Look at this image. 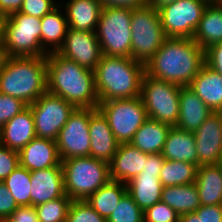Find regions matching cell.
Here are the masks:
<instances>
[{
  "label": "cell",
  "mask_w": 222,
  "mask_h": 222,
  "mask_svg": "<svg viewBox=\"0 0 222 222\" xmlns=\"http://www.w3.org/2000/svg\"><path fill=\"white\" fill-rule=\"evenodd\" d=\"M18 206L31 205V173L18 166L4 181Z\"/></svg>",
  "instance_id": "d6a6232c"
},
{
  "label": "cell",
  "mask_w": 222,
  "mask_h": 222,
  "mask_svg": "<svg viewBox=\"0 0 222 222\" xmlns=\"http://www.w3.org/2000/svg\"><path fill=\"white\" fill-rule=\"evenodd\" d=\"M30 173L32 206L66 195L62 166L30 171Z\"/></svg>",
  "instance_id": "e0dca14e"
},
{
  "label": "cell",
  "mask_w": 222,
  "mask_h": 222,
  "mask_svg": "<svg viewBox=\"0 0 222 222\" xmlns=\"http://www.w3.org/2000/svg\"><path fill=\"white\" fill-rule=\"evenodd\" d=\"M171 126L148 118L136 131L130 144L144 153L161 154Z\"/></svg>",
  "instance_id": "83f0119b"
},
{
  "label": "cell",
  "mask_w": 222,
  "mask_h": 222,
  "mask_svg": "<svg viewBox=\"0 0 222 222\" xmlns=\"http://www.w3.org/2000/svg\"><path fill=\"white\" fill-rule=\"evenodd\" d=\"M58 6L41 18V45L48 54L58 52L64 43L67 30L69 29L66 15H62Z\"/></svg>",
  "instance_id": "f1b7e54d"
},
{
  "label": "cell",
  "mask_w": 222,
  "mask_h": 222,
  "mask_svg": "<svg viewBox=\"0 0 222 222\" xmlns=\"http://www.w3.org/2000/svg\"><path fill=\"white\" fill-rule=\"evenodd\" d=\"M164 158L162 154H148L144 170L140 174H155L159 176L162 170Z\"/></svg>",
  "instance_id": "f6af8a7d"
},
{
  "label": "cell",
  "mask_w": 222,
  "mask_h": 222,
  "mask_svg": "<svg viewBox=\"0 0 222 222\" xmlns=\"http://www.w3.org/2000/svg\"><path fill=\"white\" fill-rule=\"evenodd\" d=\"M106 222H144L143 210L126 193L116 205Z\"/></svg>",
  "instance_id": "e575fe53"
},
{
  "label": "cell",
  "mask_w": 222,
  "mask_h": 222,
  "mask_svg": "<svg viewBox=\"0 0 222 222\" xmlns=\"http://www.w3.org/2000/svg\"><path fill=\"white\" fill-rule=\"evenodd\" d=\"M127 193L126 183L109 180L105 185L91 194L86 201L104 219L111 215L120 199Z\"/></svg>",
  "instance_id": "4dcf8cb0"
},
{
  "label": "cell",
  "mask_w": 222,
  "mask_h": 222,
  "mask_svg": "<svg viewBox=\"0 0 222 222\" xmlns=\"http://www.w3.org/2000/svg\"><path fill=\"white\" fill-rule=\"evenodd\" d=\"M211 0H177L158 9L166 37L193 38Z\"/></svg>",
  "instance_id": "8fae6325"
},
{
  "label": "cell",
  "mask_w": 222,
  "mask_h": 222,
  "mask_svg": "<svg viewBox=\"0 0 222 222\" xmlns=\"http://www.w3.org/2000/svg\"><path fill=\"white\" fill-rule=\"evenodd\" d=\"M148 153L130 143L119 144L117 152L109 162L110 180L127 183L144 170Z\"/></svg>",
  "instance_id": "d6986e66"
},
{
  "label": "cell",
  "mask_w": 222,
  "mask_h": 222,
  "mask_svg": "<svg viewBox=\"0 0 222 222\" xmlns=\"http://www.w3.org/2000/svg\"><path fill=\"white\" fill-rule=\"evenodd\" d=\"M2 46L7 57H46L41 45V18L13 13L3 19Z\"/></svg>",
  "instance_id": "8992f818"
},
{
  "label": "cell",
  "mask_w": 222,
  "mask_h": 222,
  "mask_svg": "<svg viewBox=\"0 0 222 222\" xmlns=\"http://www.w3.org/2000/svg\"><path fill=\"white\" fill-rule=\"evenodd\" d=\"M7 222H39L34 206H18L6 219Z\"/></svg>",
  "instance_id": "7bdbcfd3"
},
{
  "label": "cell",
  "mask_w": 222,
  "mask_h": 222,
  "mask_svg": "<svg viewBox=\"0 0 222 222\" xmlns=\"http://www.w3.org/2000/svg\"><path fill=\"white\" fill-rule=\"evenodd\" d=\"M90 108H75L56 139L62 160L90 156Z\"/></svg>",
  "instance_id": "4fadbf2b"
},
{
  "label": "cell",
  "mask_w": 222,
  "mask_h": 222,
  "mask_svg": "<svg viewBox=\"0 0 222 222\" xmlns=\"http://www.w3.org/2000/svg\"><path fill=\"white\" fill-rule=\"evenodd\" d=\"M18 207L7 186L0 182V222L5 221Z\"/></svg>",
  "instance_id": "60d3db41"
},
{
  "label": "cell",
  "mask_w": 222,
  "mask_h": 222,
  "mask_svg": "<svg viewBox=\"0 0 222 222\" xmlns=\"http://www.w3.org/2000/svg\"><path fill=\"white\" fill-rule=\"evenodd\" d=\"M54 1L55 0H24L19 12L42 18L57 6Z\"/></svg>",
  "instance_id": "ab89813d"
},
{
  "label": "cell",
  "mask_w": 222,
  "mask_h": 222,
  "mask_svg": "<svg viewBox=\"0 0 222 222\" xmlns=\"http://www.w3.org/2000/svg\"><path fill=\"white\" fill-rule=\"evenodd\" d=\"M203 50L222 42V2L211 0L206 6L192 38Z\"/></svg>",
  "instance_id": "603a6c76"
},
{
  "label": "cell",
  "mask_w": 222,
  "mask_h": 222,
  "mask_svg": "<svg viewBox=\"0 0 222 222\" xmlns=\"http://www.w3.org/2000/svg\"><path fill=\"white\" fill-rule=\"evenodd\" d=\"M3 17L0 16V44H2V25H3Z\"/></svg>",
  "instance_id": "816d5d0a"
},
{
  "label": "cell",
  "mask_w": 222,
  "mask_h": 222,
  "mask_svg": "<svg viewBox=\"0 0 222 222\" xmlns=\"http://www.w3.org/2000/svg\"><path fill=\"white\" fill-rule=\"evenodd\" d=\"M6 57L7 56L5 54V50H4L3 46H2V44H0V70H1V68L3 66V63H4L5 59H6Z\"/></svg>",
  "instance_id": "f907efd6"
},
{
  "label": "cell",
  "mask_w": 222,
  "mask_h": 222,
  "mask_svg": "<svg viewBox=\"0 0 222 222\" xmlns=\"http://www.w3.org/2000/svg\"><path fill=\"white\" fill-rule=\"evenodd\" d=\"M205 64L222 74V42L209 46L204 50Z\"/></svg>",
  "instance_id": "b9f144b4"
},
{
  "label": "cell",
  "mask_w": 222,
  "mask_h": 222,
  "mask_svg": "<svg viewBox=\"0 0 222 222\" xmlns=\"http://www.w3.org/2000/svg\"><path fill=\"white\" fill-rule=\"evenodd\" d=\"M126 187L127 193L143 211L161 201L163 184L155 174H138L126 183Z\"/></svg>",
  "instance_id": "4316f807"
},
{
  "label": "cell",
  "mask_w": 222,
  "mask_h": 222,
  "mask_svg": "<svg viewBox=\"0 0 222 222\" xmlns=\"http://www.w3.org/2000/svg\"><path fill=\"white\" fill-rule=\"evenodd\" d=\"M131 12L124 7L102 8L96 35L103 55L131 57Z\"/></svg>",
  "instance_id": "52a82bcc"
},
{
  "label": "cell",
  "mask_w": 222,
  "mask_h": 222,
  "mask_svg": "<svg viewBox=\"0 0 222 222\" xmlns=\"http://www.w3.org/2000/svg\"><path fill=\"white\" fill-rule=\"evenodd\" d=\"M57 53L92 71H95L103 55L96 32L72 28L67 30L64 43Z\"/></svg>",
  "instance_id": "5bb4252c"
},
{
  "label": "cell",
  "mask_w": 222,
  "mask_h": 222,
  "mask_svg": "<svg viewBox=\"0 0 222 222\" xmlns=\"http://www.w3.org/2000/svg\"><path fill=\"white\" fill-rule=\"evenodd\" d=\"M46 91V57H6L0 70V93L30 105Z\"/></svg>",
  "instance_id": "277c9868"
},
{
  "label": "cell",
  "mask_w": 222,
  "mask_h": 222,
  "mask_svg": "<svg viewBox=\"0 0 222 222\" xmlns=\"http://www.w3.org/2000/svg\"><path fill=\"white\" fill-rule=\"evenodd\" d=\"M179 85L149 76L146 72L141 84L140 97L148 118L161 123L176 126L180 104Z\"/></svg>",
  "instance_id": "9c48e42d"
},
{
  "label": "cell",
  "mask_w": 222,
  "mask_h": 222,
  "mask_svg": "<svg viewBox=\"0 0 222 222\" xmlns=\"http://www.w3.org/2000/svg\"><path fill=\"white\" fill-rule=\"evenodd\" d=\"M90 156L110 162L117 152V142L107 118L98 108H90Z\"/></svg>",
  "instance_id": "2e32d148"
},
{
  "label": "cell",
  "mask_w": 222,
  "mask_h": 222,
  "mask_svg": "<svg viewBox=\"0 0 222 222\" xmlns=\"http://www.w3.org/2000/svg\"><path fill=\"white\" fill-rule=\"evenodd\" d=\"M179 104L176 127L188 132H195L213 113L189 86L180 87Z\"/></svg>",
  "instance_id": "44dd1931"
},
{
  "label": "cell",
  "mask_w": 222,
  "mask_h": 222,
  "mask_svg": "<svg viewBox=\"0 0 222 222\" xmlns=\"http://www.w3.org/2000/svg\"><path fill=\"white\" fill-rule=\"evenodd\" d=\"M47 91L75 108H98L95 73L57 52L46 56Z\"/></svg>",
  "instance_id": "7a4b0ae2"
},
{
  "label": "cell",
  "mask_w": 222,
  "mask_h": 222,
  "mask_svg": "<svg viewBox=\"0 0 222 222\" xmlns=\"http://www.w3.org/2000/svg\"><path fill=\"white\" fill-rule=\"evenodd\" d=\"M18 153L19 165L29 171L61 166L56 141L51 139L35 137Z\"/></svg>",
  "instance_id": "ac0fdd59"
},
{
  "label": "cell",
  "mask_w": 222,
  "mask_h": 222,
  "mask_svg": "<svg viewBox=\"0 0 222 222\" xmlns=\"http://www.w3.org/2000/svg\"><path fill=\"white\" fill-rule=\"evenodd\" d=\"M18 166V151L0 144V182H3Z\"/></svg>",
  "instance_id": "f35d334b"
},
{
  "label": "cell",
  "mask_w": 222,
  "mask_h": 222,
  "mask_svg": "<svg viewBox=\"0 0 222 222\" xmlns=\"http://www.w3.org/2000/svg\"><path fill=\"white\" fill-rule=\"evenodd\" d=\"M189 87L213 111L222 105V74L203 64Z\"/></svg>",
  "instance_id": "7402d4cb"
},
{
  "label": "cell",
  "mask_w": 222,
  "mask_h": 222,
  "mask_svg": "<svg viewBox=\"0 0 222 222\" xmlns=\"http://www.w3.org/2000/svg\"><path fill=\"white\" fill-rule=\"evenodd\" d=\"M161 154L164 159L198 165L193 132L182 130L176 126L171 127Z\"/></svg>",
  "instance_id": "cb8c5ba5"
},
{
  "label": "cell",
  "mask_w": 222,
  "mask_h": 222,
  "mask_svg": "<svg viewBox=\"0 0 222 222\" xmlns=\"http://www.w3.org/2000/svg\"><path fill=\"white\" fill-rule=\"evenodd\" d=\"M28 106L33 114L36 137L54 141L75 110L71 103L48 91Z\"/></svg>",
  "instance_id": "7c38bea8"
},
{
  "label": "cell",
  "mask_w": 222,
  "mask_h": 222,
  "mask_svg": "<svg viewBox=\"0 0 222 222\" xmlns=\"http://www.w3.org/2000/svg\"><path fill=\"white\" fill-rule=\"evenodd\" d=\"M195 184L201 205H222V167L219 164L198 166Z\"/></svg>",
  "instance_id": "484cf974"
},
{
  "label": "cell",
  "mask_w": 222,
  "mask_h": 222,
  "mask_svg": "<svg viewBox=\"0 0 222 222\" xmlns=\"http://www.w3.org/2000/svg\"><path fill=\"white\" fill-rule=\"evenodd\" d=\"M72 200L64 195L35 206L39 222H66Z\"/></svg>",
  "instance_id": "836d02e7"
},
{
  "label": "cell",
  "mask_w": 222,
  "mask_h": 222,
  "mask_svg": "<svg viewBox=\"0 0 222 222\" xmlns=\"http://www.w3.org/2000/svg\"><path fill=\"white\" fill-rule=\"evenodd\" d=\"M179 222H202L201 216H197L194 212L186 213L179 216Z\"/></svg>",
  "instance_id": "c3c4849f"
},
{
  "label": "cell",
  "mask_w": 222,
  "mask_h": 222,
  "mask_svg": "<svg viewBox=\"0 0 222 222\" xmlns=\"http://www.w3.org/2000/svg\"><path fill=\"white\" fill-rule=\"evenodd\" d=\"M99 102L140 96L145 65L131 57L102 55L94 71Z\"/></svg>",
  "instance_id": "3957f363"
},
{
  "label": "cell",
  "mask_w": 222,
  "mask_h": 222,
  "mask_svg": "<svg viewBox=\"0 0 222 222\" xmlns=\"http://www.w3.org/2000/svg\"><path fill=\"white\" fill-rule=\"evenodd\" d=\"M148 6L154 7L156 10H158L160 7H163L164 5L175 3L177 0H146Z\"/></svg>",
  "instance_id": "681fc988"
},
{
  "label": "cell",
  "mask_w": 222,
  "mask_h": 222,
  "mask_svg": "<svg viewBox=\"0 0 222 222\" xmlns=\"http://www.w3.org/2000/svg\"><path fill=\"white\" fill-rule=\"evenodd\" d=\"M216 113L222 118V105H221V107L216 111Z\"/></svg>",
  "instance_id": "f5cc1de1"
},
{
  "label": "cell",
  "mask_w": 222,
  "mask_h": 222,
  "mask_svg": "<svg viewBox=\"0 0 222 222\" xmlns=\"http://www.w3.org/2000/svg\"><path fill=\"white\" fill-rule=\"evenodd\" d=\"M144 222H179V215L162 201L143 211Z\"/></svg>",
  "instance_id": "8d00e7d4"
},
{
  "label": "cell",
  "mask_w": 222,
  "mask_h": 222,
  "mask_svg": "<svg viewBox=\"0 0 222 222\" xmlns=\"http://www.w3.org/2000/svg\"><path fill=\"white\" fill-rule=\"evenodd\" d=\"M193 134L198 166L219 164L222 156V118L213 112Z\"/></svg>",
  "instance_id": "9a60e30c"
},
{
  "label": "cell",
  "mask_w": 222,
  "mask_h": 222,
  "mask_svg": "<svg viewBox=\"0 0 222 222\" xmlns=\"http://www.w3.org/2000/svg\"><path fill=\"white\" fill-rule=\"evenodd\" d=\"M66 222H106L85 200H72Z\"/></svg>",
  "instance_id": "d590c367"
},
{
  "label": "cell",
  "mask_w": 222,
  "mask_h": 222,
  "mask_svg": "<svg viewBox=\"0 0 222 222\" xmlns=\"http://www.w3.org/2000/svg\"><path fill=\"white\" fill-rule=\"evenodd\" d=\"M131 31V58L146 65L167 38L158 10L148 5L132 9Z\"/></svg>",
  "instance_id": "ba28073f"
},
{
  "label": "cell",
  "mask_w": 222,
  "mask_h": 222,
  "mask_svg": "<svg viewBox=\"0 0 222 222\" xmlns=\"http://www.w3.org/2000/svg\"><path fill=\"white\" fill-rule=\"evenodd\" d=\"M35 137L34 119L29 106L0 129V144L18 152Z\"/></svg>",
  "instance_id": "ffe728a7"
},
{
  "label": "cell",
  "mask_w": 222,
  "mask_h": 222,
  "mask_svg": "<svg viewBox=\"0 0 222 222\" xmlns=\"http://www.w3.org/2000/svg\"><path fill=\"white\" fill-rule=\"evenodd\" d=\"M194 213L202 222H222V205H201Z\"/></svg>",
  "instance_id": "ee69618b"
},
{
  "label": "cell",
  "mask_w": 222,
  "mask_h": 222,
  "mask_svg": "<svg viewBox=\"0 0 222 222\" xmlns=\"http://www.w3.org/2000/svg\"><path fill=\"white\" fill-rule=\"evenodd\" d=\"M98 109L107 118L119 144L130 143L136 131L148 119L140 96L99 102Z\"/></svg>",
  "instance_id": "30bf717a"
},
{
  "label": "cell",
  "mask_w": 222,
  "mask_h": 222,
  "mask_svg": "<svg viewBox=\"0 0 222 222\" xmlns=\"http://www.w3.org/2000/svg\"><path fill=\"white\" fill-rule=\"evenodd\" d=\"M161 201L174 209L179 216L195 212L201 206L195 182L163 187Z\"/></svg>",
  "instance_id": "f546056e"
},
{
  "label": "cell",
  "mask_w": 222,
  "mask_h": 222,
  "mask_svg": "<svg viewBox=\"0 0 222 222\" xmlns=\"http://www.w3.org/2000/svg\"><path fill=\"white\" fill-rule=\"evenodd\" d=\"M24 0H0V16L5 18L18 12Z\"/></svg>",
  "instance_id": "7dc6e473"
},
{
  "label": "cell",
  "mask_w": 222,
  "mask_h": 222,
  "mask_svg": "<svg viewBox=\"0 0 222 222\" xmlns=\"http://www.w3.org/2000/svg\"><path fill=\"white\" fill-rule=\"evenodd\" d=\"M66 195L86 200L110 180L109 163L94 157H74L61 162Z\"/></svg>",
  "instance_id": "5b68a950"
},
{
  "label": "cell",
  "mask_w": 222,
  "mask_h": 222,
  "mask_svg": "<svg viewBox=\"0 0 222 222\" xmlns=\"http://www.w3.org/2000/svg\"><path fill=\"white\" fill-rule=\"evenodd\" d=\"M204 63V50L192 38L167 37L145 65V72L184 87L189 86Z\"/></svg>",
  "instance_id": "6da1fadb"
},
{
  "label": "cell",
  "mask_w": 222,
  "mask_h": 222,
  "mask_svg": "<svg viewBox=\"0 0 222 222\" xmlns=\"http://www.w3.org/2000/svg\"><path fill=\"white\" fill-rule=\"evenodd\" d=\"M64 7L69 28L96 32L102 10L98 0H70Z\"/></svg>",
  "instance_id": "d4e9b609"
},
{
  "label": "cell",
  "mask_w": 222,
  "mask_h": 222,
  "mask_svg": "<svg viewBox=\"0 0 222 222\" xmlns=\"http://www.w3.org/2000/svg\"><path fill=\"white\" fill-rule=\"evenodd\" d=\"M102 8L107 7H124L130 9L147 6L146 0H98Z\"/></svg>",
  "instance_id": "bcb514c9"
},
{
  "label": "cell",
  "mask_w": 222,
  "mask_h": 222,
  "mask_svg": "<svg viewBox=\"0 0 222 222\" xmlns=\"http://www.w3.org/2000/svg\"><path fill=\"white\" fill-rule=\"evenodd\" d=\"M27 106L21 99L0 93V129Z\"/></svg>",
  "instance_id": "74e56055"
},
{
  "label": "cell",
  "mask_w": 222,
  "mask_h": 222,
  "mask_svg": "<svg viewBox=\"0 0 222 222\" xmlns=\"http://www.w3.org/2000/svg\"><path fill=\"white\" fill-rule=\"evenodd\" d=\"M197 170L196 164L164 159L159 179L163 187L187 185L195 182Z\"/></svg>",
  "instance_id": "1f68e13d"
},
{
  "label": "cell",
  "mask_w": 222,
  "mask_h": 222,
  "mask_svg": "<svg viewBox=\"0 0 222 222\" xmlns=\"http://www.w3.org/2000/svg\"><path fill=\"white\" fill-rule=\"evenodd\" d=\"M219 165L222 167V156H221Z\"/></svg>",
  "instance_id": "db71d44e"
}]
</instances>
